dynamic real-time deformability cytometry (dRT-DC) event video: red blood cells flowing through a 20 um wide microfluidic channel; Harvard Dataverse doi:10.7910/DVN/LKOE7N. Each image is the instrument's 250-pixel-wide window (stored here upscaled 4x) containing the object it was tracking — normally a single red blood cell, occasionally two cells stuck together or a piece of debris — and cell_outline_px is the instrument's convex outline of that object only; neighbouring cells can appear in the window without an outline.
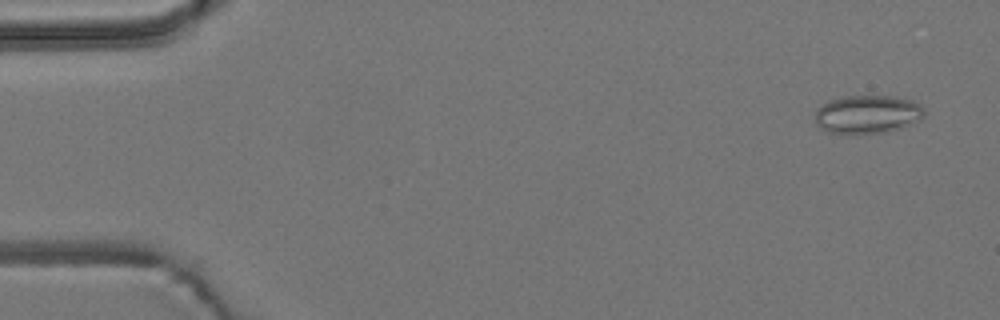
{"species": "common noctule bat (a hibernating species)", "species_latin": "Nyctalus noctula", "temperature_condition": "room temperature", "stored_images_in_passage": 42, "camera_frame_rate_fps": 3000, "um_per_image_px": 0.085, "animal": {"sex": "male", "body_mass_g": 19.2, "forearm_length_mm": 51.8}, "frame": {"image": 1, "passage_image": 3, "time_ms": 0.667, "image_size_px": [1000, 320], "cell_outline_px": [[924, 116], [920, 120], [900, 128], [884, 132], [856, 136], [848, 136], [828, 132], [820, 128], [816, 124], [816, 108], [828, 100], [840, 96], [896, 96], [912, 100], [920, 104], [924, 108]], "centroid_in_image_um": [73.7, 9.74], "position_along_channel_um": 11.3, "area_um2": 25.2}}
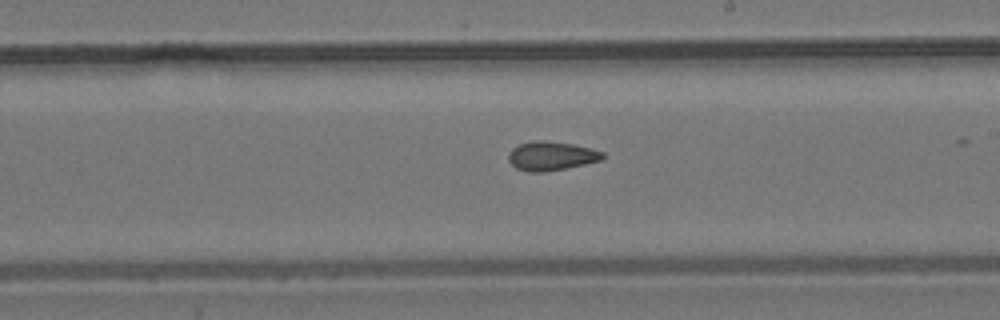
{"frame": {"image": 2, "passage_image": 32, "time_ms": 10.333, "image_size_px": [1000, 320], "cell_outline_px": [[604, 156], [600, 160], [584, 164], [544, 172], [528, 172], [516, 168], [508, 160], [508, 152], [512, 148], [520, 144], [532, 140], [544, 140], [572, 144], [592, 148], [604, 152]], "centroid_in_image_um": [46.83, 13.24], "position_along_channel_um": 242.2, "area_um2": 15.9}}
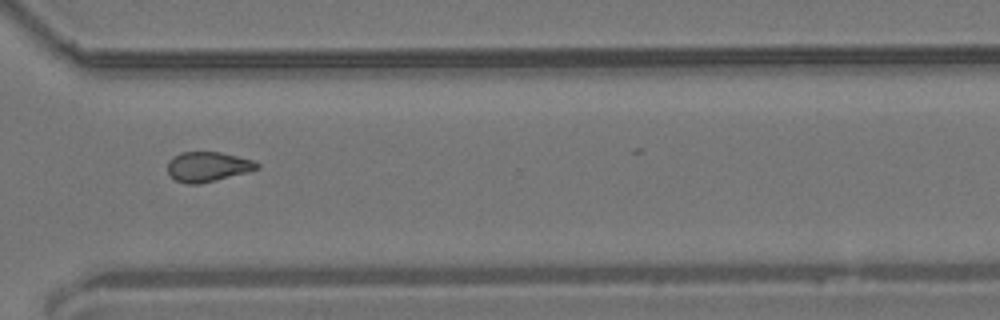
{"frame": {"image": 3, "passage_image": 41, "time_ms": 13.333, "image_size_px": [1000, 320], "cell_outline_px": [[260, 168], [248, 172], [200, 184], [188, 184], [176, 180], [168, 172], [168, 160], [180, 152], [220, 152], [252, 160], [260, 164]], "centroid_in_image_um": [17.66, 14.17], "position_along_channel_um": 352.9, "area_um2": 15.49}}